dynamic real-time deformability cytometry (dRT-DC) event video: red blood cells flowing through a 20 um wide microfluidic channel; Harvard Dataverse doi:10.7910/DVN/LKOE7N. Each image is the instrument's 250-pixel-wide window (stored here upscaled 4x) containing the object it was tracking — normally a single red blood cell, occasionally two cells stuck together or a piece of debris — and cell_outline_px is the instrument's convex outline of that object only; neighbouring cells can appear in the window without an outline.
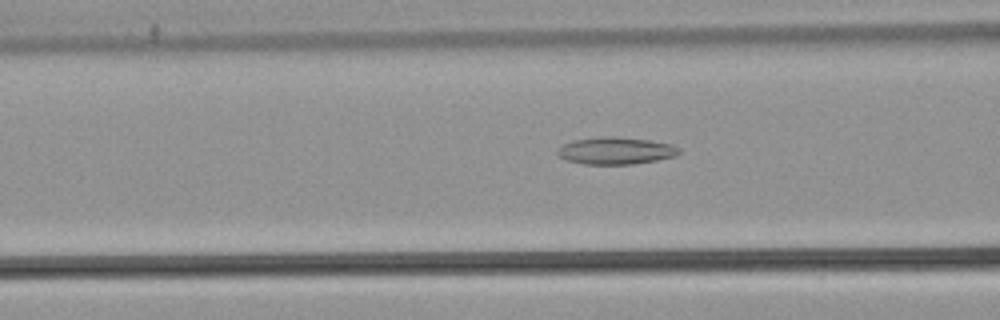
{"species": "common noctule bat (a hibernating species)", "species_latin": "Nyctalus noctula", "temperature_condition": "warm", "stored_images_in_passage": 40, "camera_frame_rate_fps": 3000, "um_per_image_px": 0.085, "animal": {"sex": "male", "body_mass_g": 21.5, "forearm_length_mm": 52.0}, "frame": {"image": 1, "passage_image": 8, "time_ms": 2.333, "image_size_px": [1000, 320], "cell_outline_px": [[680, 152], [676, 156], [656, 160], [632, 164], [584, 164], [564, 160], [556, 152], [564, 144], [572, 140], [600, 136], [616, 136], [648, 140], [672, 144], [680, 148]], "centroid_in_image_um": [52.33, 12.8], "position_along_channel_um": 114.3, "area_um2": 19.31}}
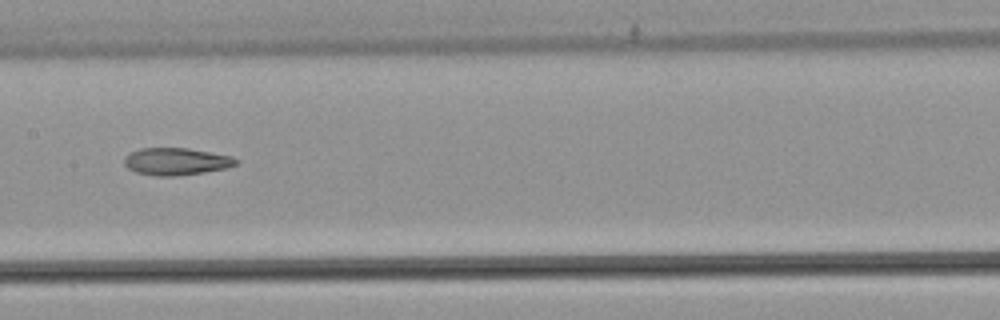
{"frame": {"image": 2, "passage_image": 14, "time_ms": 4.333, "image_size_px": [1000, 320], "cell_outline_px": [[240, 160], [236, 164], [228, 168], [204, 172], [176, 176], [156, 176], [136, 172], [128, 168], [124, 164], [124, 156], [128, 152], [140, 148], [188, 148], [232, 156]], "centroid_in_image_um": [14.97, 13.72], "position_along_channel_um": 192.4, "area_um2": 17.92}}
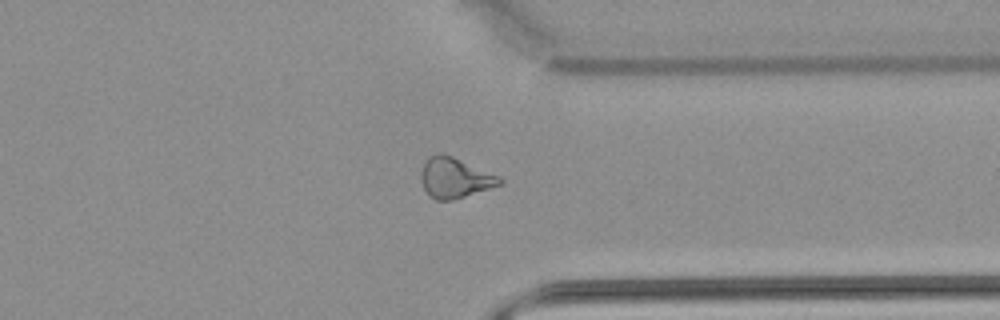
{"frame": {"image": 3, "passage_image": 28, "time_ms": 9.0, "image_size_px": [1000, 320], "cell_outline_px": [[504, 184], [452, 200], [436, 200], [424, 188], [420, 180], [420, 172], [424, 160], [428, 156], [436, 152], [444, 152], [500, 176], [504, 180]], "centroid_in_image_um": [38.66, 15.07], "position_along_channel_um": 372.7, "area_um2": 18.84}, "authors_computed_cell_mechanics": {"area_um2": 18.4671, "velocity_mm_per_s": 3.9035, "shape_relaxation_time_tau1_ms": null, "shape_relaxation_time_tau2_ms": 5.941, "deformation_change_tau1": null, "deformation_change_tau2": 0.1609}}